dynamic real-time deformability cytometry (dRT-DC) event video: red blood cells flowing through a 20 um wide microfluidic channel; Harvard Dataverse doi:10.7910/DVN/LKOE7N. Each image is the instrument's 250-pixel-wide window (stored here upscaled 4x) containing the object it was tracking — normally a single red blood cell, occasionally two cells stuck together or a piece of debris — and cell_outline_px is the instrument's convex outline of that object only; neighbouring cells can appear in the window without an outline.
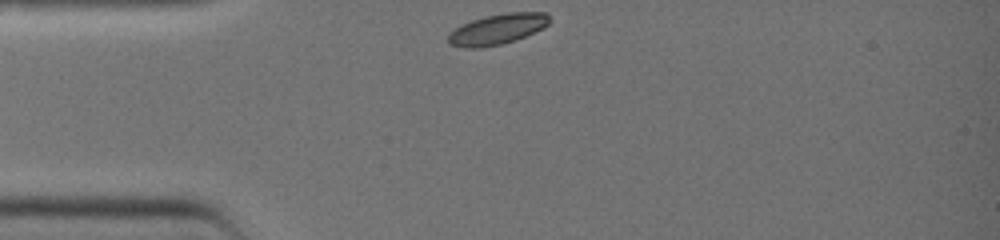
{"species": "common noctule bat (a hibernating species)", "species_latin": "Nyctalus noctula", "temperature_condition": "warm", "stored_images_in_passage": 3, "camera_frame_rate_fps": 3000, "um_per_image_px": 0.085, "animal": {"sex": "female", "body_mass_g": 19.0, "forearm_length_mm": 51.5}, "frame": {"image": 1, "passage_image": 1, "time_ms": 0.0, "image_size_px": [1000, 240], "cell_outline_px": [[552, 20], [544, 28], [516, 40], [500, 44], [480, 48], [464, 48], [448, 44], [448, 36], [456, 28], [472, 20], [488, 16], [508, 12], [548, 12]], "centroid_in_image_um": [42.34, 2.48], "position_along_channel_um": 42.7, "area_um2": 17.98}}